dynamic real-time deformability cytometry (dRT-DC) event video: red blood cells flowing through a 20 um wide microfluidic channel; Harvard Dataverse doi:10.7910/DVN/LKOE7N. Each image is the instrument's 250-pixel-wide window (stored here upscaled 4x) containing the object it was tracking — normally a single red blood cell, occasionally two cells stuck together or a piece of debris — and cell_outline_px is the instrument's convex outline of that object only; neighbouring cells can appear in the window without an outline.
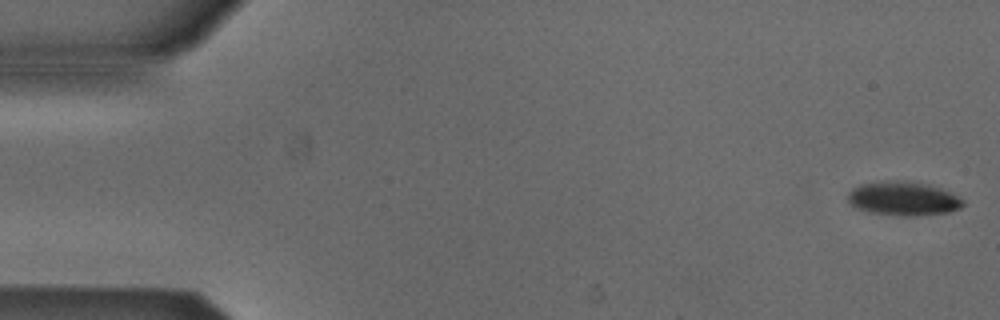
{"species": "Egyptian fruit bat (a non-hibernating species)", "species_latin": "Rousettus aegyptiacus", "temperature_condition": "cold", "stored_images_in_passage": 51, "camera_frame_rate_fps": 3000, "um_per_image_px": 0.085, "animal": {"sex": "male"}, "frame": {"image": 1, "passage_image": 1, "time_ms": 0.0, "image_size_px": [1000, 320], "cell_outline_px": [[964, 204], [960, 208], [948, 212], [916, 216], [900, 216], [868, 212], [856, 208], [848, 200], [848, 192], [852, 188], [860, 184], [888, 180], [900, 180], [928, 184], [940, 188], [964, 200]], "centroid_in_image_um": [76.75, 16.88], "position_along_channel_um": 8.2, "area_um2": 22.83}}
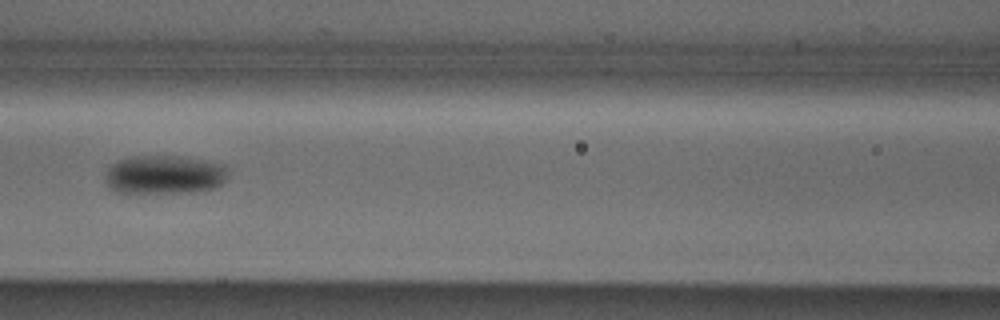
{"frame": {"image": 2, "passage_image": 23, "time_ms": 7.333, "image_size_px": [1000, 320], "cell_outline_px": [[228, 172], [224, 180], [216, 188], [192, 192], [116, 192], [108, 184], [104, 176], [108, 168], [116, 160], [128, 156], [184, 156], [224, 164], [228, 168]], "centroid_in_image_um": [13.98, 14.82], "position_along_channel_um": 152.6, "area_um2": 27.86}}
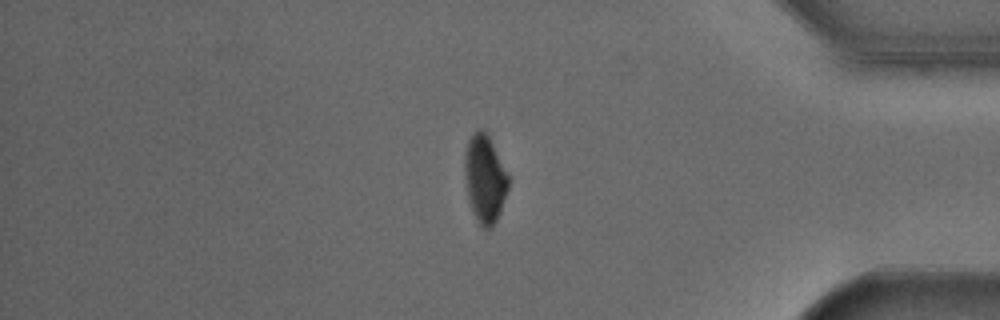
{"frame": {"image": 3, "passage_image": 44, "time_ms": 14.333, "image_size_px": [1000, 320], "cell_outline_px": [[508, 188], [500, 212], [492, 228], [484, 228], [480, 224], [468, 200], [464, 172], [464, 160], [468, 140], [472, 132], [480, 128], [488, 136], [508, 176]], "centroid_in_image_um": [41.19, 15.2], "position_along_channel_um": 394.0, "area_um2": 21.79}, "authors_computed_cell_mechanics": {"area_um2": 24.7384, "velocity_mm_per_s": 3.8767, "shape_relaxation_time_tau1_ms": 4.6844, "shape_relaxation_time_tau2_ms": null, "deformation_change_tau1": 0.1111, "deformation_change_tau2": null}}